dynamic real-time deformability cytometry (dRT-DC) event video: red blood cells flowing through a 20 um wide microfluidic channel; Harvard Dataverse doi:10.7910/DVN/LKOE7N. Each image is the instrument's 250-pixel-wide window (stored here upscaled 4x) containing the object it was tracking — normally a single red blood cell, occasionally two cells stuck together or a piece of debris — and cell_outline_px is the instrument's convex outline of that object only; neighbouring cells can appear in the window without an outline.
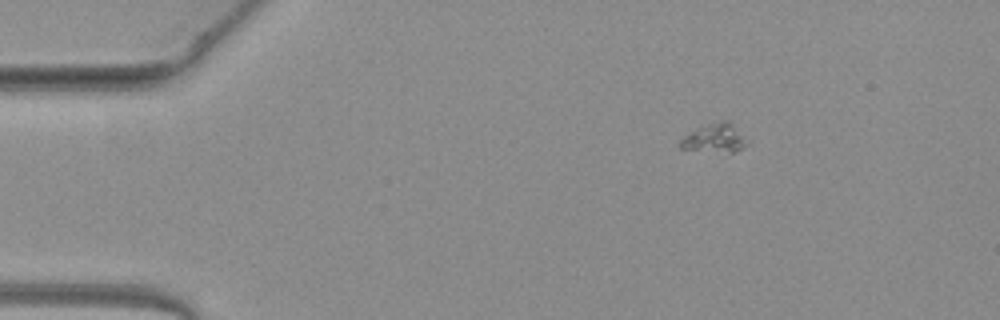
{"species": "common noctule bat (a hibernating species)", "species_latin": "Nyctalus noctula", "temperature_condition": "warm", "stored_images_in_passage": 42, "camera_frame_rate_fps": 3000, "um_per_image_px": 0.085, "animal": {"sex": "female", "body_mass_g": 19.3, "forearm_length_mm": 54.1}, "frame": {"image": 1, "passage_image": 1, "time_ms": 0.0, "image_size_px": [1000, 320], "cell_outline_px": [[752, 140], [736, 152], [728, 152], [680, 148], [680, 140], [684, 136], [700, 128], [720, 120], [728, 120]], "centroid_in_image_um": [60.87, 11.73], "position_along_channel_um": 24.1, "area_um2": 11.04}}
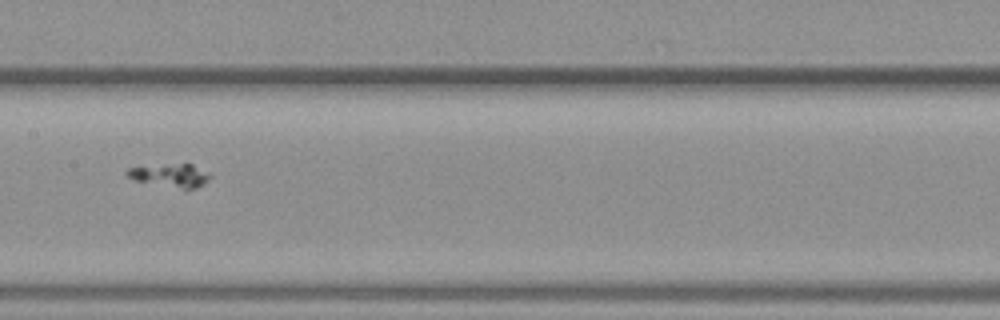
{"frame": {"image": 2, "passage_image": 19, "time_ms": 6.0, "image_size_px": [1000, 320], "cell_outline_px": [[212, 176], [204, 184], [196, 188], [184, 188], [136, 180], [128, 176], [124, 172], [128, 168], [180, 164], [192, 164], [212, 172]], "centroid_in_image_um": [14.6, 14.89], "position_along_channel_um": 192.8, "area_um2": 10.81}}
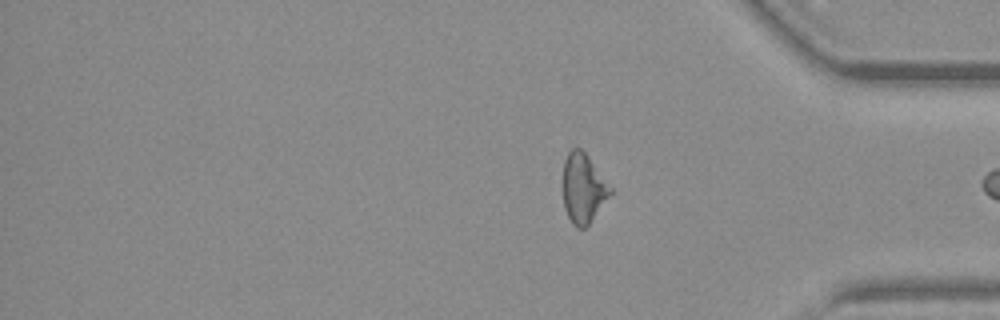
{"frame": {"image": 3, "passage_image": 42, "time_ms": 13.667, "image_size_px": [1000, 320], "cell_outline_px": [[612, 192], [588, 224], [584, 228], [576, 228], [572, 224], [564, 208], [564, 160], [568, 152], [572, 148], [580, 148], [588, 156], [612, 188]], "centroid_in_image_um": [49.57, 16.0], "position_along_channel_um": 385.6, "area_um2": 18.79}}